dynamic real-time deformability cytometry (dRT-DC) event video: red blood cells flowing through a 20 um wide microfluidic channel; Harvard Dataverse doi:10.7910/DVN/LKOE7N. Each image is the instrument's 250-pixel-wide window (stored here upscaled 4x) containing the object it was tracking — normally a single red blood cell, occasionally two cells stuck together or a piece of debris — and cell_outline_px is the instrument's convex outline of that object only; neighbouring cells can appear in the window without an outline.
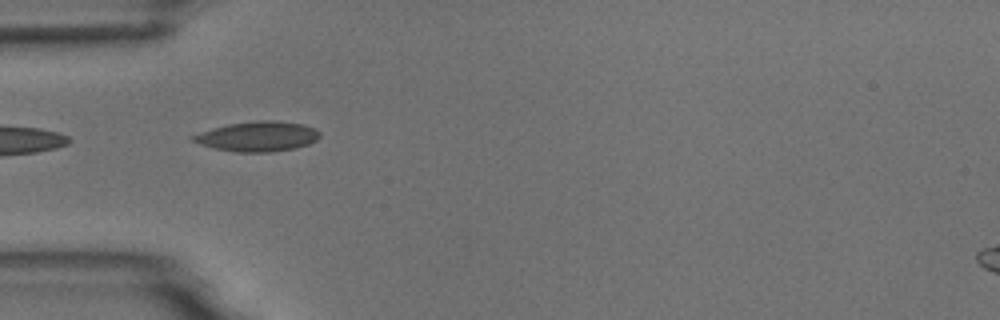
{"species": "common noctule bat (a hibernating species)", "species_latin": "Nyctalus noctula", "temperature_condition": "room temperature", "stored_images_in_passage": 5, "camera_frame_rate_fps": 3000, "um_per_image_px": 0.085, "animal": {"sex": "male", "body_mass_g": 18.8}, "frame": {"image": 1, "passage_image": 1, "time_ms": 0.0, "image_size_px": [1000, 320], "cell_outline_px": [[320, 136], [316, 140], [308, 144], [296, 148], [272, 152], [236, 152], [212, 148], [200, 144], [192, 140], [192, 136], [212, 128], [228, 124], [260, 120], [272, 120], [304, 124], [316, 128], [320, 132]], "centroid_in_image_um": [21.94, 11.6], "position_along_channel_um": 63.1, "area_um2": 22.14}}
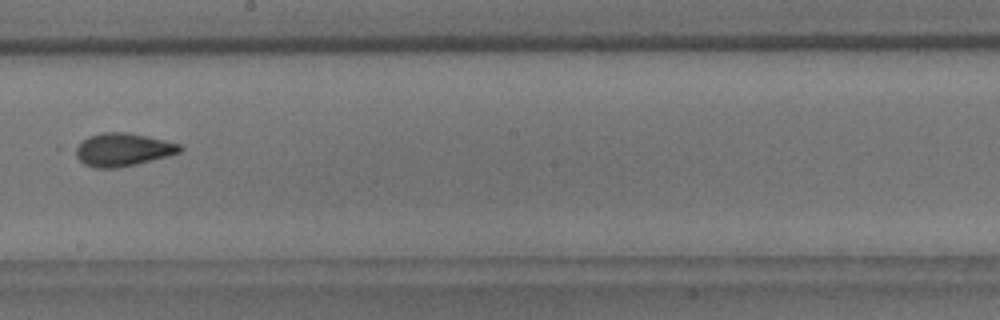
{"frame": {"image": 2, "passage_image": 5, "time_ms": 4.667, "image_size_px": [1000, 320], "cell_outline_px": [[184, 148], [180, 152], [168, 156], [136, 164], [116, 168], [92, 168], [84, 164], [76, 156], [72, 148], [88, 136], [100, 132], [128, 132], [164, 140], [180, 144]], "centroid_in_image_um": [10.39, 12.72], "position_along_channel_um": 237.8, "area_um2": 20.29}}